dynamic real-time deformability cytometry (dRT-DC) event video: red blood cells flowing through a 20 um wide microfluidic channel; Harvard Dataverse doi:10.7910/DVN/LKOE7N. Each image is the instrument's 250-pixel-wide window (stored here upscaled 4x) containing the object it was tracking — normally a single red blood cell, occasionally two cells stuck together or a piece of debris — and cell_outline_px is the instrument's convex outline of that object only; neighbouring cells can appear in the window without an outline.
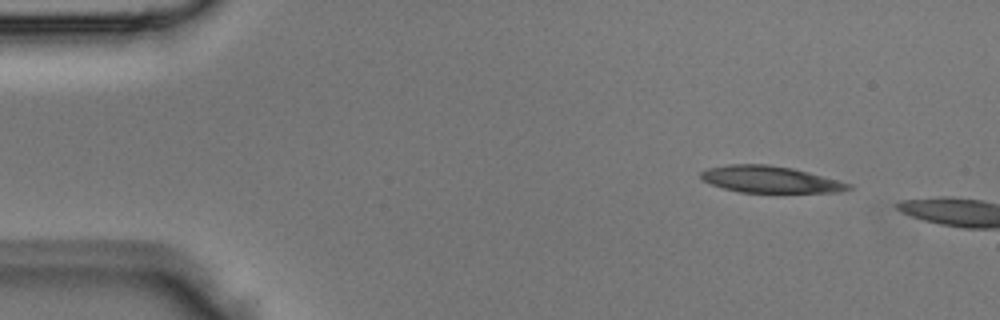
{"species": "Egyptian fruit bat (a non-hibernating species)", "species_latin": "Rousettus aegyptiacus", "temperature_condition": "room temperature", "stored_images_in_passage": 2, "camera_frame_rate_fps": 3000, "um_per_image_px": 0.085, "animal": {"sex": "male"}, "frame": {"image": 1, "passage_image": 2, "time_ms": 0.333, "image_size_px": [1000, 320], "cell_outline_px": [[852, 188], [840, 192], [740, 192], [724, 188], [712, 184], [704, 180], [700, 176], [700, 172], [708, 168], [728, 164], [768, 164], [792, 168], [808, 172], [852, 184]], "centroid_in_image_um": [65.46, 15.24], "position_along_channel_um": 19.5, "area_um2": 22.72}}